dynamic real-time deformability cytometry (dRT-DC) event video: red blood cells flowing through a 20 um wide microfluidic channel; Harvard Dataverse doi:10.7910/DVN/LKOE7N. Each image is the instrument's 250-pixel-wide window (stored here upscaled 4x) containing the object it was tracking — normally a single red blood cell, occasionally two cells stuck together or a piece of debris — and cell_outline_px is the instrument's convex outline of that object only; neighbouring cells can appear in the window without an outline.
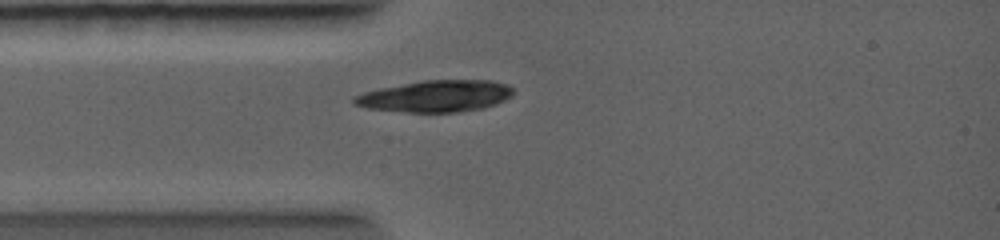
{"species": "common noctule bat (a hibernating species)", "species_latin": "Nyctalus noctula", "temperature_condition": "warm", "stored_images_in_passage": 5, "camera_frame_rate_fps": 5000, "um_per_image_px": 0.085, "animal": {"sex": "female", "body_mass_g": 19.0, "forearm_length_mm": 56.7}, "frame": {"image": 1, "passage_image": 5, "time_ms": 2.0, "image_size_px": [1000, 240], "cell_outline_px": [[512, 96], [496, 104], [480, 108], [460, 112], [404, 112], [368, 108], [352, 104], [352, 100], [356, 96], [364, 92], [380, 88], [424, 80], [492, 80], [508, 84], [512, 88]], "centroid_in_image_um": [37.04, 8.17], "position_along_channel_um": 48.0, "area_um2": 29.25}}